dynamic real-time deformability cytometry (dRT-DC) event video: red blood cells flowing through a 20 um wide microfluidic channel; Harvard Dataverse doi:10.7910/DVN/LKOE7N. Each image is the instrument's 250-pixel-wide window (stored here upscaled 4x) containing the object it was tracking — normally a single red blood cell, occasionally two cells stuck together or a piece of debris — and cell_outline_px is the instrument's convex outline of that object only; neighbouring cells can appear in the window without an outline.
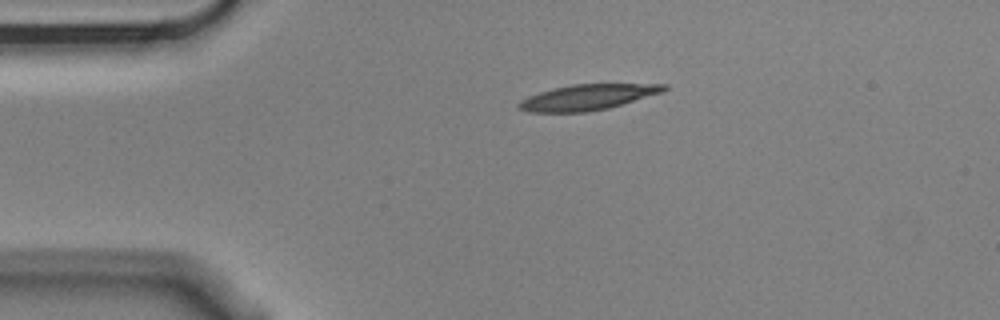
{"species": "Egyptian fruit bat (a non-hibernating species)", "species_latin": "Rousettus aegyptiacus", "temperature_condition": "cold", "stored_images_in_passage": 2, "camera_frame_rate_fps": 3000, "um_per_image_px": 0.085, "animal": {"sex": "male"}, "frame": {"image": 1, "passage_image": 1, "time_ms": 0.0, "image_size_px": [1000, 320], "cell_outline_px": [[668, 88], [664, 92], [608, 108], [588, 112], [528, 112], [516, 108], [516, 104], [520, 100], [528, 96], [540, 92], [572, 84], [668, 84]], "centroid_in_image_um": [49.93, 8.27], "position_along_channel_um": 35.1, "area_um2": 21.68}}